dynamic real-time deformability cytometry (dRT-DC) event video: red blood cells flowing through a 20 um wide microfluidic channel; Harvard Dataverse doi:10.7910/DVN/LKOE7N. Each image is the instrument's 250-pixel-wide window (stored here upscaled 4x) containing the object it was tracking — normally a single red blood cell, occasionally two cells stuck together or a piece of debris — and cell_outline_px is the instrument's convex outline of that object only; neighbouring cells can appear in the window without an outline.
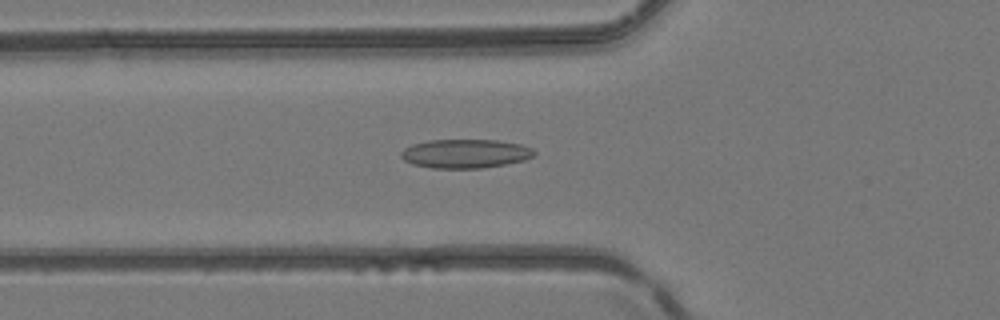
{"species": "common noctule bat (a hibernating species)", "species_latin": "Nyctalus noctula", "temperature_condition": "room temperature", "stored_images_in_passage": 42, "camera_frame_rate_fps": 3000, "um_per_image_px": 0.085, "animal": {"sex": "female", "body_mass_g": 24.6, "forearm_length_mm": 56.2}, "frame": {"image": 1, "passage_image": 10, "time_ms": 3.0, "image_size_px": [1000, 320], "cell_outline_px": [[536, 152], [532, 156], [524, 160], [504, 164], [480, 168], [432, 168], [412, 164], [404, 160], [400, 156], [400, 152], [404, 148], [412, 144], [428, 140], [496, 140], [520, 144], [532, 148]], "centroid_in_image_um": [39.51, 13.05], "position_along_channel_um": 86.3, "area_um2": 22.37}}
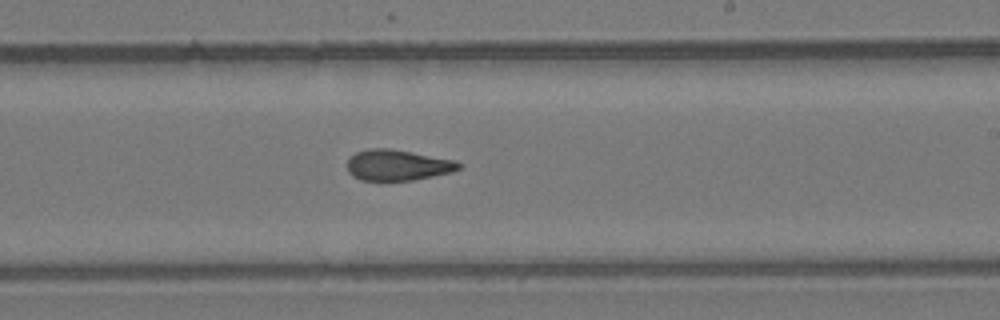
{"frame": {"image": 2, "passage_image": 22, "time_ms": 7.0, "image_size_px": [1000, 320], "cell_outline_px": [[460, 168], [452, 172], [412, 180], [384, 184], [360, 180], [352, 176], [348, 172], [348, 156], [356, 152], [372, 148], [388, 148], [452, 160], [460, 164]], "centroid_in_image_um": [33.69, 14.09], "position_along_channel_um": 255.3, "area_um2": 20.46}}
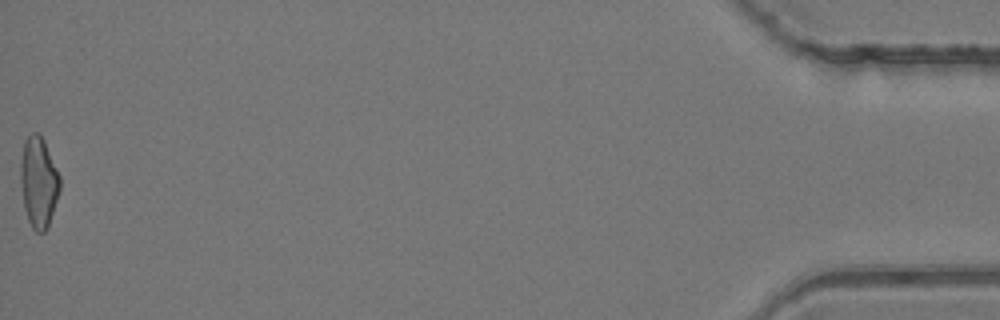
{"frame": {"image": 3, "passage_image": 42, "time_ms": 13.667, "image_size_px": [1000, 320], "cell_outline_px": [[60, 188], [48, 228], [44, 232], [36, 232], [32, 228], [28, 220], [24, 208], [20, 180], [20, 160], [24, 140], [32, 132], [40, 132], [44, 140], [60, 176]], "centroid_in_image_um": [3.27, 15.46], "position_along_channel_um": 431.9, "area_um2": 20.98}, "authors_computed_cell_mechanics": {"area_um2": 20.7213, "velocity_mm_per_s": 4.2013, "shape_relaxation_time_tau1_ms": null, "shape_relaxation_time_tau2_ms": 2.6377, "deformation_change_tau1": null, "deformation_change_tau2": 0.093}}